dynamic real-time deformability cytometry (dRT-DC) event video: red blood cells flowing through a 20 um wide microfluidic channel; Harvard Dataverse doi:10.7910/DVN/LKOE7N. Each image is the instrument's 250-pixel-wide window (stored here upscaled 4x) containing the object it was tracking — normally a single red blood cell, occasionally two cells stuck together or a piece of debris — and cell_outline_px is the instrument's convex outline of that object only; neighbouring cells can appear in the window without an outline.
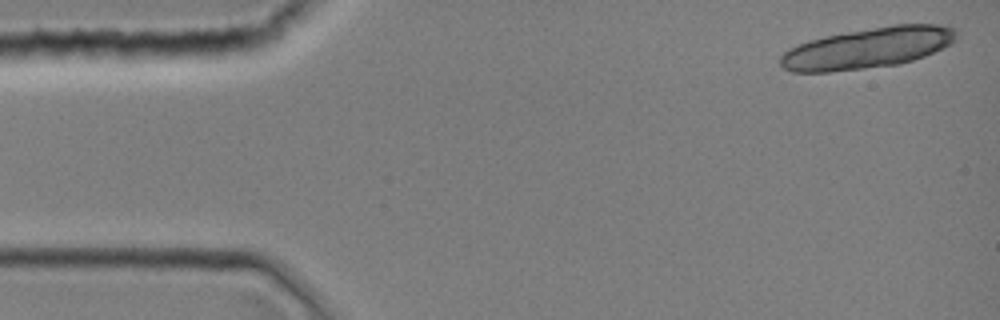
{"species": "common noctule bat (a hibernating species)", "species_latin": "Nyctalus noctula", "temperature_condition": "room temperature", "stored_images_in_passage": 11, "camera_frame_rate_fps": 3000, "um_per_image_px": 0.085, "animal": {"sex": "female", "body_mass_g": 19.0, "forearm_length_mm": 51.5}, "frame": {"image": 1, "passage_image": 1, "time_ms": 0.0, "image_size_px": [1000, 320], "cell_outline_px": [[956, 40], [952, 44], [924, 56], [900, 64], [828, 72], [792, 72], [784, 68], [780, 64], [780, 56], [788, 48], [812, 40], [828, 36], [848, 32], [896, 24], [948, 24], [956, 28]], "centroid_in_image_um": [73.81, 4.08], "position_along_channel_um": 11.2, "area_um2": 41.62}}